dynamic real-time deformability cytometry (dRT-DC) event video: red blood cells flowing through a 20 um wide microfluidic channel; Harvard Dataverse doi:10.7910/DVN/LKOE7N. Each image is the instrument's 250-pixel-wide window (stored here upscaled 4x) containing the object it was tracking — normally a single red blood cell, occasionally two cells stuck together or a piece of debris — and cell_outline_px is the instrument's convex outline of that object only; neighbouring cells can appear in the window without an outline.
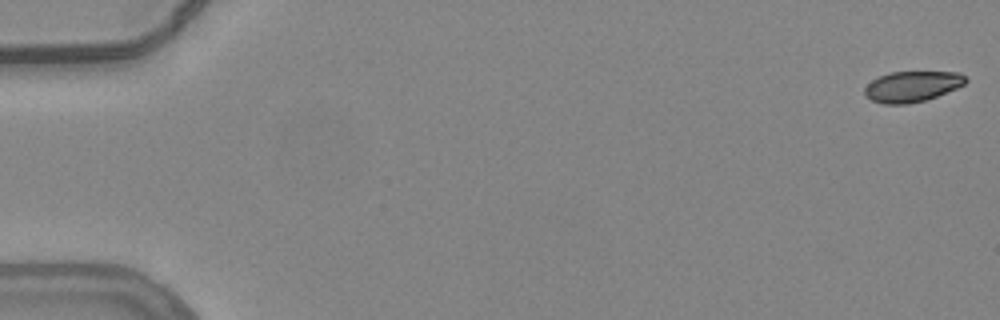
{"species": "common noctule bat (a hibernating species)", "species_latin": "Nyctalus noctula", "temperature_condition": "warm", "stored_images_in_passage": 55, "camera_frame_rate_fps": 3000, "um_per_image_px": 0.085, "animal": {"sex": "female", "body_mass_g": 24.6, "forearm_length_mm": 56.2}, "frame": {"image": 1, "passage_image": 1, "time_ms": 0.0, "image_size_px": [1000, 320], "cell_outline_px": [[968, 80], [964, 84], [956, 88], [936, 96], [924, 100], [908, 104], [884, 104], [872, 100], [864, 96], [864, 88], [872, 80], [880, 76], [892, 72], [960, 72]], "centroid_in_image_um": [77.51, 7.35], "position_along_channel_um": 7.5, "area_um2": 17.92}}
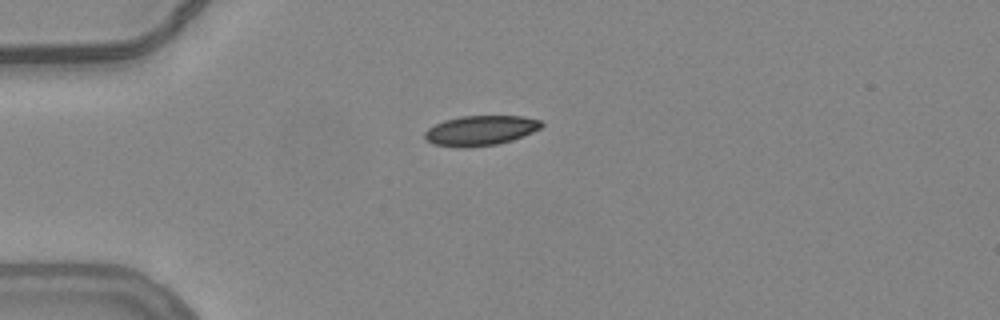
{"frame": {"image": 2, "passage_image": 15, "time_ms": 4.667, "image_size_px": [1000, 320], "cell_outline_px": [[544, 124], [540, 128], [532, 132], [512, 140], [496, 144], [464, 148], [460, 148], [432, 144], [424, 136], [424, 132], [428, 128], [444, 120], [460, 116], [524, 116], [540, 120]], "centroid_in_image_um": [40.83, 11.09], "position_along_channel_um": 44.2, "area_um2": 20.35}}
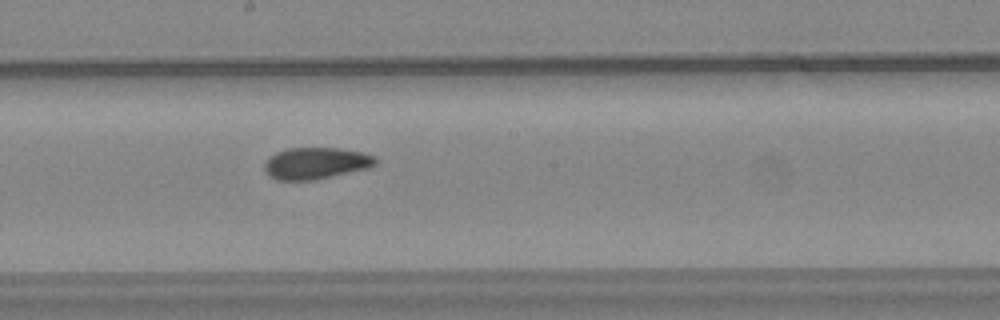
{"frame": {"image": 3, "passage_image": 31, "time_ms": 10.0, "image_size_px": [1000, 320], "cell_outline_px": [[376, 164], [372, 168], [316, 180], [276, 180], [268, 176], [264, 172], [264, 164], [276, 152], [288, 148], [336, 148], [360, 152], [376, 156]], "centroid_in_image_um": [26.87, 13.89], "position_along_channel_um": 221.3, "area_um2": 20.69}, "authors_computed_cell_mechanics": {"area_um2": 20.0566, "velocity_mm_per_s": 3.7968, "shape_relaxation_time_tau1_ms": 5.19, "shape_relaxation_time_tau2_ms": 2.266, "deformation_change_tau1": 0.1352, "deformation_change_tau2": 0.0595}}